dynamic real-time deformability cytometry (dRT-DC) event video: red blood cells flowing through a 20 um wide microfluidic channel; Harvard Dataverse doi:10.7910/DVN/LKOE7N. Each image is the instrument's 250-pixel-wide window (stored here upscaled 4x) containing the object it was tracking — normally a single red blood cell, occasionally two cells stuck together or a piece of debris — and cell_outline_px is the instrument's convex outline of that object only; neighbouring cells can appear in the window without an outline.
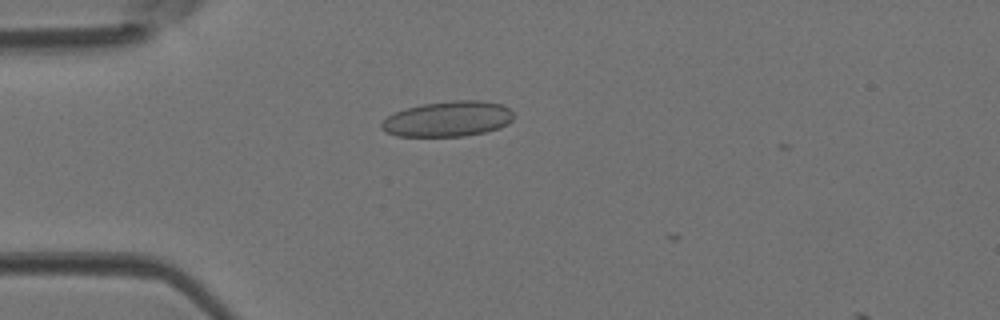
{"species": "Egyptian fruit bat (a non-hibernating species)", "species_latin": "Rousettus aegyptiacus", "temperature_condition": "room temperature", "stored_images_in_passage": 5, "camera_frame_rate_fps": 3000, "um_per_image_px": 0.085, "animal": {"sex": "female"}, "frame": {"image": 1, "passage_image": 1, "time_ms": 0.0, "image_size_px": [1000, 320], "cell_outline_px": [[512, 120], [508, 124], [500, 128], [484, 132], [464, 136], [396, 136], [384, 132], [380, 128], [380, 124], [388, 116], [404, 108], [424, 104], [456, 100], [480, 100], [504, 104], [512, 112]], "centroid_in_image_um": [38.07, 10.11], "position_along_channel_um": 46.9, "area_um2": 27.34}}